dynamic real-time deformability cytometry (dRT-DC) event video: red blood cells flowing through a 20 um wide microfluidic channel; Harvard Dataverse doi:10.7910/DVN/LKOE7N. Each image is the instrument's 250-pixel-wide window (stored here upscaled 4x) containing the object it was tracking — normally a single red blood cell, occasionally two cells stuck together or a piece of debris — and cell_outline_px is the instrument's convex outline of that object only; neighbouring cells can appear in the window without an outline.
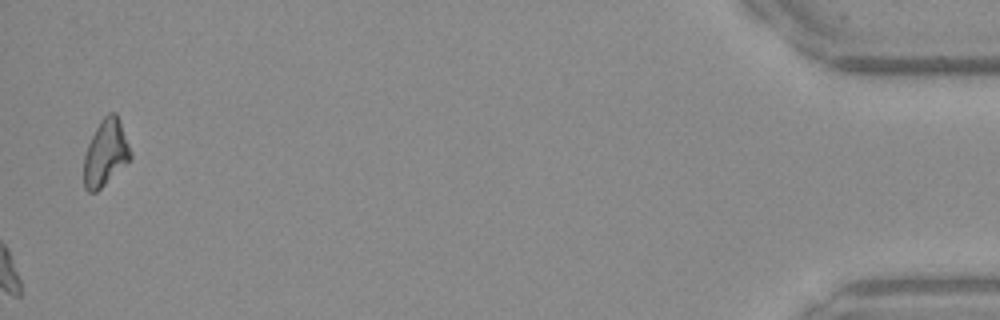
{"species": "Egyptian fruit bat (a non-hibernating species)", "species_latin": "Rousettus aegyptiacus", "temperature_condition": "warm", "stored_images_in_passage": 39, "camera_frame_rate_fps": 3000, "um_per_image_px": 0.085, "frame": {"image": 1, "passage_image": 39, "time_ms": 12.667, "image_size_px": [1000, 320], "cell_outline_px": [[132, 160], [96, 192], [88, 192], [84, 188], [84, 156], [88, 144], [100, 120], [108, 112], [116, 112], [120, 120], [132, 152]], "centroid_in_image_um": [9.0, 12.99], "position_along_channel_um": 426.2, "area_um2": 18.26}}